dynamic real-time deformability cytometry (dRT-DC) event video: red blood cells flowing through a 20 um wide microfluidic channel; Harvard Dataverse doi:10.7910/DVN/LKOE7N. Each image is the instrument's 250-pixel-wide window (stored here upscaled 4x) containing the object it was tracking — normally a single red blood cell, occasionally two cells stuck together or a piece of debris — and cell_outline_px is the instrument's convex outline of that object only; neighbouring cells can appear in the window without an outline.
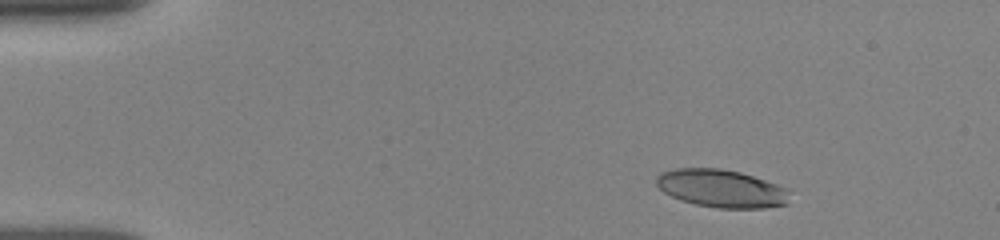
{"species": "human", "species_latin": "Homo sapiens", "temperature_condition": "room temperature", "stored_images_in_passage": 30, "camera_frame_rate_fps": 3000, "um_per_image_px": 0.085, "donor": {"sex": "female"}, "frame": {"image": 1, "passage_image": 4, "time_ms": 1.667, "image_size_px": [1000, 240], "cell_outline_px": [[788, 204], [764, 208], [716, 208], [696, 204], [680, 200], [664, 192], [656, 184], [656, 176], [660, 172], [676, 168], [720, 168], [740, 172], [776, 184], [784, 188], [788, 192]], "centroid_in_image_um": [61.28, 16.02], "position_along_channel_um": 23.7, "area_um2": 29.3}}
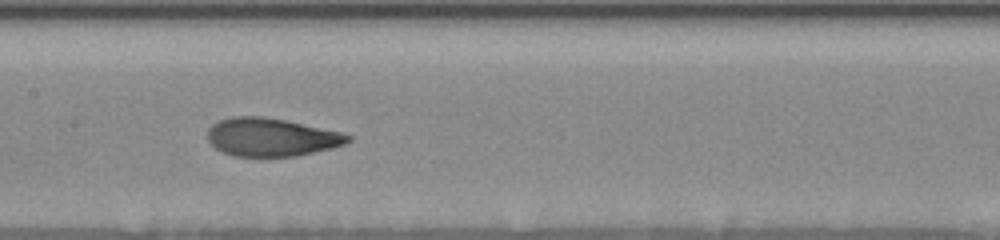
{"frame": {"image": 2, "passage_image": 17, "time_ms": 8.0, "image_size_px": [1000, 240], "cell_outline_px": [[352, 140], [344, 144], [296, 156], [236, 156], [224, 152], [216, 148], [208, 140], [208, 128], [212, 124], [220, 120], [232, 116], [264, 116], [284, 120], [340, 132], [352, 136]], "centroid_in_image_um": [23.03, 11.65], "position_along_channel_um": 184.4, "area_um2": 30.81}}
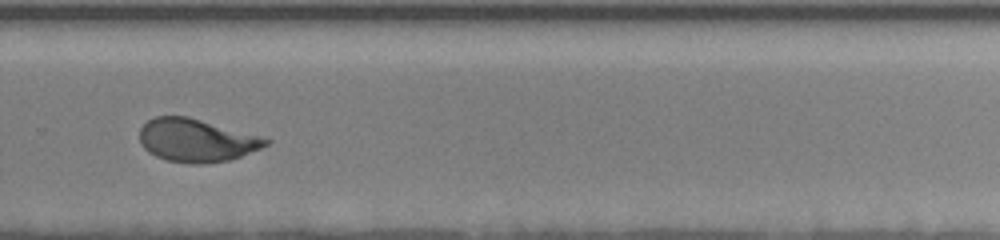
{"frame": {"image": 3, "passage_image": 29, "time_ms": 11.333, "image_size_px": [1000, 240], "cell_outline_px": [[272, 140], [268, 144], [260, 148], [240, 156], [228, 160], [200, 164], [188, 164], [168, 160], [156, 156], [148, 152], [140, 144], [140, 128], [148, 120], [156, 116], [188, 116], [260, 136]], "centroid_in_image_um": [16.66, 11.92], "position_along_channel_um": 313.1, "area_um2": 31.44}}